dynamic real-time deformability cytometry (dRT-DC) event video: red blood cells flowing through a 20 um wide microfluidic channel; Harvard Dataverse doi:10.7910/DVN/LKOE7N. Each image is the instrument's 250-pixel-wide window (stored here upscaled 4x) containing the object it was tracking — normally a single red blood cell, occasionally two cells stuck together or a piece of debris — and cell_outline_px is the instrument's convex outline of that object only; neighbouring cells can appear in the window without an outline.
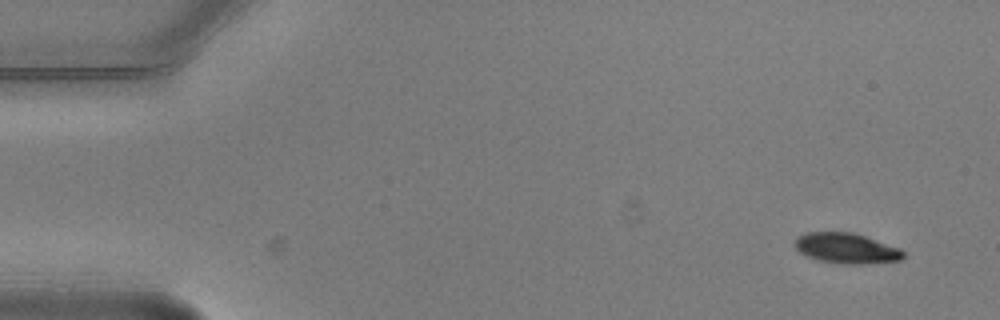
{"species": "common noctule bat (a hibernating species)", "species_latin": "Nyctalus noctula", "temperature_condition": "warm", "stored_images_in_passage": 9, "camera_frame_rate_fps": 3000, "um_per_image_px": 0.085, "animal": {"sex": "male", "body_mass_g": 20.5, "forearm_length_mm": 52.5}, "frame": {"image": 1, "passage_image": 1, "time_ms": 0.0, "image_size_px": [1000, 320], "cell_outline_px": [[904, 256], [900, 260], [860, 264], [844, 264], [816, 260], [804, 256], [792, 244], [792, 240], [796, 236], [804, 232], [852, 232], [900, 248], [904, 252]], "centroid_in_image_um": [71.85, 21.09], "position_along_channel_um": 13.2, "area_um2": 19.42}}
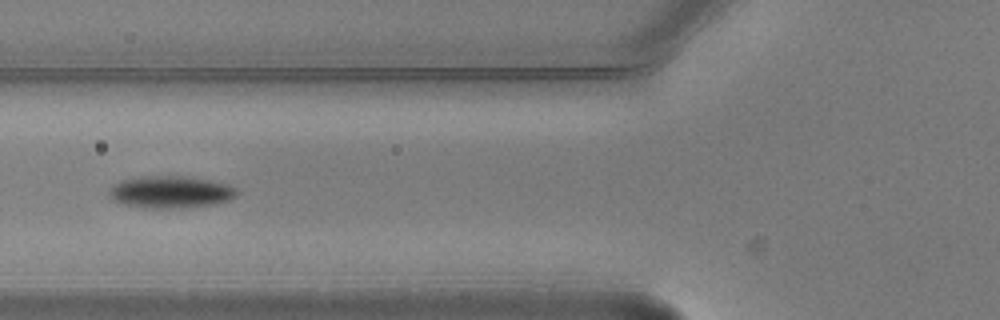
{"frame": {"image": 2, "passage_image": 6, "time_ms": 1.667, "image_size_px": [1000, 320], "cell_outline_px": [[236, 196], [232, 200], [212, 204], [184, 208], [144, 208], [124, 204], [108, 196], [108, 188], [120, 180], [140, 176], [184, 176], [208, 180], [228, 184], [236, 188]], "centroid_in_image_um": [14.47, 16.32], "position_along_channel_um": 111.3, "area_um2": 24.04}}
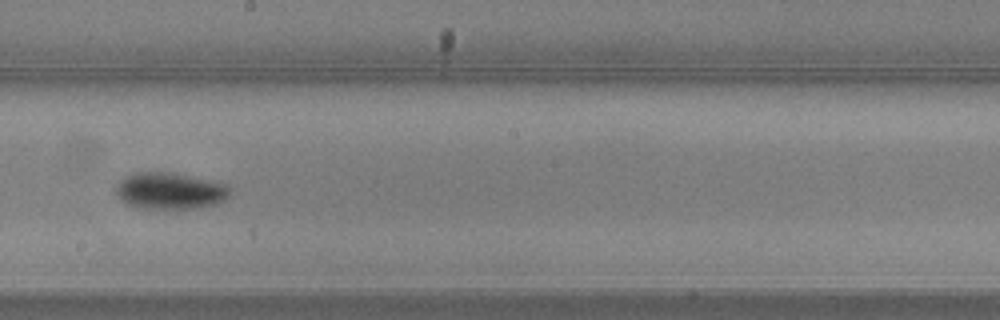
{"frame": {"image": 3, "passage_image": 9, "time_ms": 2.667, "image_size_px": [1000, 320], "cell_outline_px": [[232, 192], [224, 200], [216, 204], [196, 208], [144, 208], [128, 204], [120, 200], [116, 192], [116, 188], [120, 180], [136, 172], [172, 172], [212, 180], [224, 184], [232, 188]], "centroid_in_image_um": [14.49, 16.21], "position_along_channel_um": 233.7, "area_um2": 24.28}}